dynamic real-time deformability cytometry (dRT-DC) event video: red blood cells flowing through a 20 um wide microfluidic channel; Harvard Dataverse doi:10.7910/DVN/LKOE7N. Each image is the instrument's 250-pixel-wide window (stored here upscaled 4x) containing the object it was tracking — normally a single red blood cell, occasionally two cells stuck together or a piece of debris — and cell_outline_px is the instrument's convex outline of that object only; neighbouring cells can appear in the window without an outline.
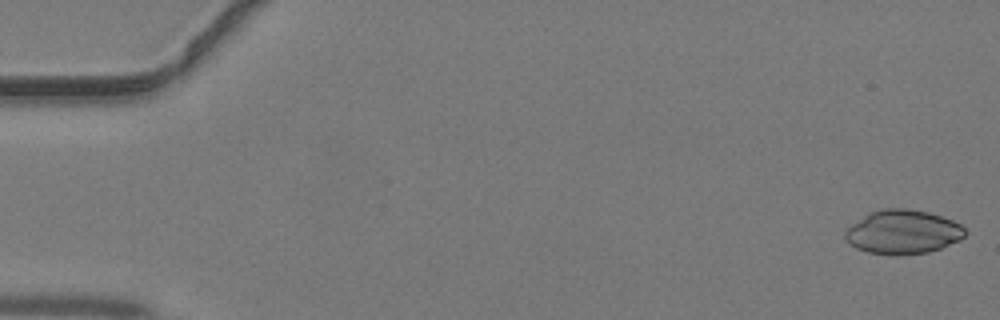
{"species": "common noctule bat (a hibernating species)", "species_latin": "Nyctalus noctula", "temperature_condition": "warm", "stored_images_in_passage": 44, "camera_frame_rate_fps": 3000, "um_per_image_px": 0.085, "animal": {"sex": "male", "body_mass_g": 19.2, "forearm_length_mm": 51.8}, "frame": {"image": 1, "passage_image": 1, "time_ms": 0.0, "image_size_px": [1000, 320], "cell_outline_px": [[968, 232], [960, 240], [940, 248], [928, 252], [896, 256], [868, 252], [856, 248], [844, 240], [844, 232], [852, 224], [864, 216], [872, 212], [884, 208], [908, 208], [928, 212], [952, 220], [960, 224]], "centroid_in_image_um": [76.74, 19.73], "position_along_channel_um": 8.3, "area_um2": 30.81}}